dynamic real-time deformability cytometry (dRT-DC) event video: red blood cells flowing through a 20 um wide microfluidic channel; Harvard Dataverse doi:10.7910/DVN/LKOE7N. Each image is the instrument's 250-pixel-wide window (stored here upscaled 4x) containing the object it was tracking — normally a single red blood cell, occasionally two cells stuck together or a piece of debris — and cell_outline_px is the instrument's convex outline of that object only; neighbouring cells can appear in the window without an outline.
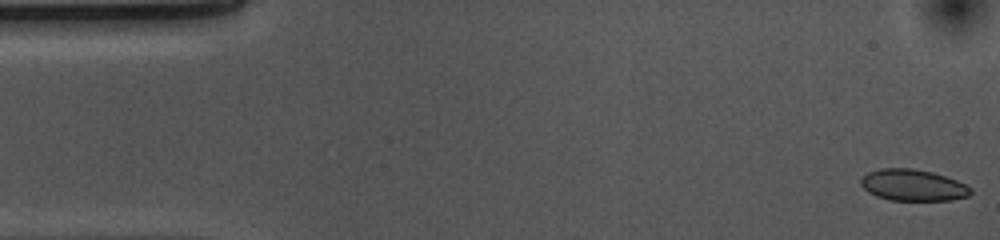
{"species": "common noctule bat (a hibernating species)", "species_latin": "Nyctalus noctula", "temperature_condition": "cold", "stored_images_in_passage": 53, "camera_frame_rate_fps": 3000, "um_per_image_px": 0.085, "animal": {"sex": "female", "body_mass_g": 10.0, "forearm_length_mm": 53.1}, "frame": {"image": 1, "passage_image": 1, "time_ms": 0.0, "image_size_px": [1000, 240], "cell_outline_px": [[972, 192], [968, 196], [952, 200], [888, 200], [876, 196], [868, 192], [860, 184], [860, 180], [868, 172], [880, 168], [912, 168], [932, 172], [956, 180], [972, 188]], "centroid_in_image_um": [77.59, 15.74], "position_along_channel_um": 7.4, "area_um2": 20.11}}
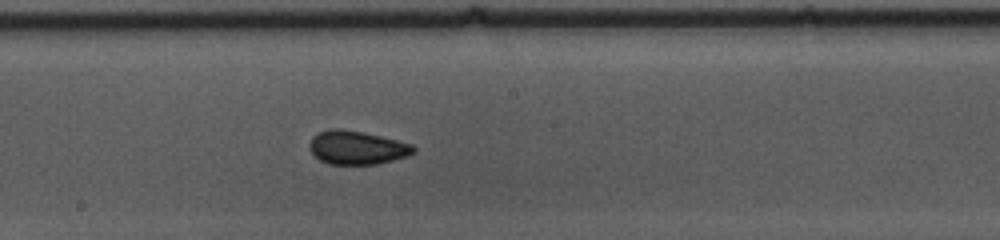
{"frame": {"image": 2, "passage_image": 27, "time_ms": 8.667, "image_size_px": [1000, 240], "cell_outline_px": [[416, 152], [408, 156], [376, 164], [328, 164], [320, 160], [308, 148], [308, 144], [312, 136], [316, 132], [332, 128], [340, 128], [364, 132], [412, 144], [416, 148]], "centroid_in_image_um": [30.31, 12.53], "position_along_channel_um": 217.9, "area_um2": 20.52}}
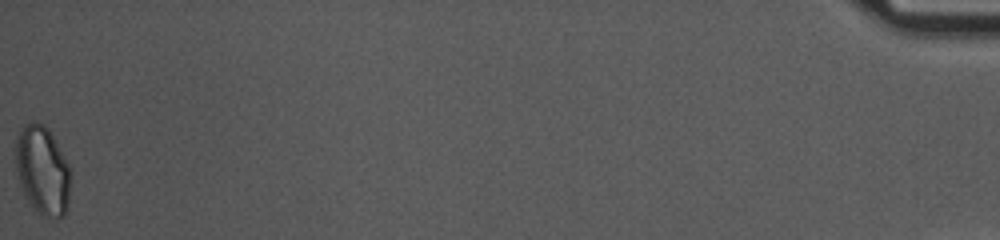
{"frame": {"image": 3, "passage_image": 53, "time_ms": 17.333, "image_size_px": [1000, 240], "cell_outline_px": [[68, 208], [64, 216], [48, 220], [40, 216], [28, 200], [20, 184], [16, 172], [16, 136], [20, 128], [24, 124], [32, 120], [44, 124], [48, 128], [68, 164]], "centroid_in_image_um": [3.58, 14.49], "position_along_channel_um": 431.6, "area_um2": 28.38}, "authors_computed_cell_mechanics": {"area_um2": 20.4612, "velocity_mm_per_s": 3.7025, "shape_relaxation_time_tau1_ms": 6.0118, "shape_relaxation_time_tau2_ms": 1.6086, "deformation_change_tau1": 0.1033, "deformation_change_tau2": 0.0592}}